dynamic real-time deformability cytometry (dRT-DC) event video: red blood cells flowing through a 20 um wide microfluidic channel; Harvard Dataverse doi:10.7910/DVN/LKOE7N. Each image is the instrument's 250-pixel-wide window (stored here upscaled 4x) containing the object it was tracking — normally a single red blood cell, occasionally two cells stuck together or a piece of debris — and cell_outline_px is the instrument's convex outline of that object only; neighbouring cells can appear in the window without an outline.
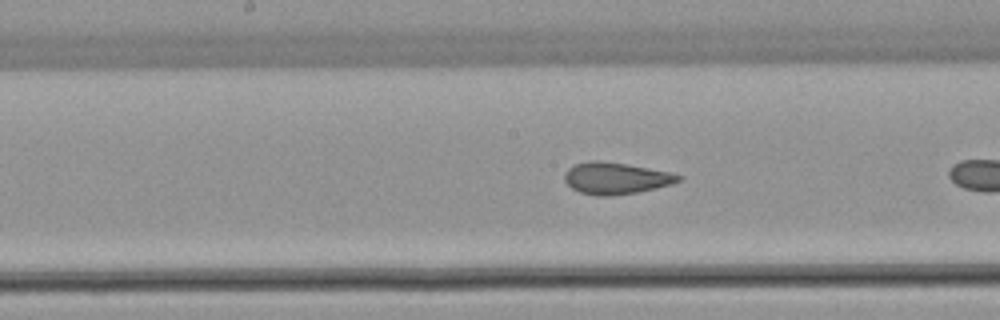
{"species": "common noctule bat (a hibernating species)", "species_latin": "Nyctalus noctula", "temperature_condition": "warm", "stored_images_in_passage": 15, "camera_frame_rate_fps": 3000, "um_per_image_px": 0.085, "animal": {"sex": "female", "body_mass_g": 22.7, "forearm_length_mm": 54.2}, "frame": {"image": 1, "passage_image": 11, "time_ms": 3.333, "image_size_px": [1000, 320], "cell_outline_px": [[684, 180], [672, 184], [656, 188], [636, 192], [608, 196], [596, 196], [580, 192], [572, 188], [564, 180], [564, 172], [572, 164], [592, 160], [600, 160], [672, 172], [684, 176]], "centroid_in_image_um": [52.36, 15.14], "position_along_channel_um": 195.8, "area_um2": 21.21}}